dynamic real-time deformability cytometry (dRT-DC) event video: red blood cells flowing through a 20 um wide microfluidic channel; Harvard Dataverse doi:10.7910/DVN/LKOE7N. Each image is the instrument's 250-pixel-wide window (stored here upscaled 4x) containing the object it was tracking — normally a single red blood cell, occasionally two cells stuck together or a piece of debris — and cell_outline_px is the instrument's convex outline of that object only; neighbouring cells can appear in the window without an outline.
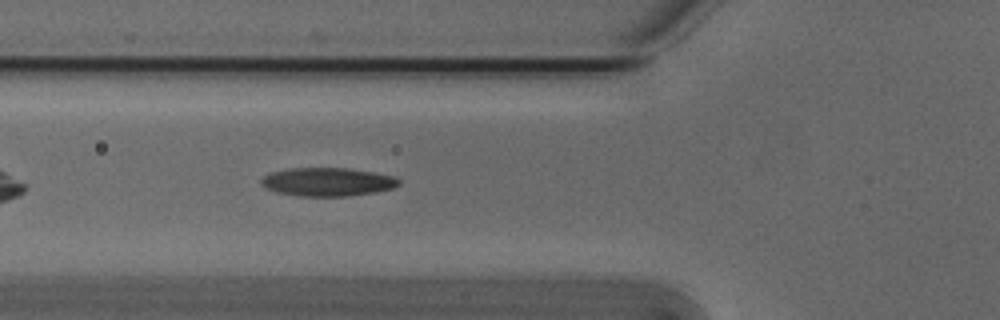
{"species": "Egyptian fruit bat (a non-hibernating species)", "species_latin": "Rousettus aegyptiacus", "temperature_condition": "cold", "stored_images_in_passage": 27, "camera_frame_rate_fps": 3000, "um_per_image_px": 0.085, "animal": {"sex": "male"}, "frame": {"image": 1, "passage_image": 3, "time_ms": 0.667, "image_size_px": [1000, 320], "cell_outline_px": [[400, 184], [392, 188], [376, 192], [348, 196], [300, 196], [276, 192], [260, 184], [260, 180], [268, 172], [288, 168], [348, 168], [372, 172], [392, 176], [400, 180]], "centroid_in_image_um": [27.8, 15.45], "position_along_channel_um": 98.0, "area_um2": 22.83}}
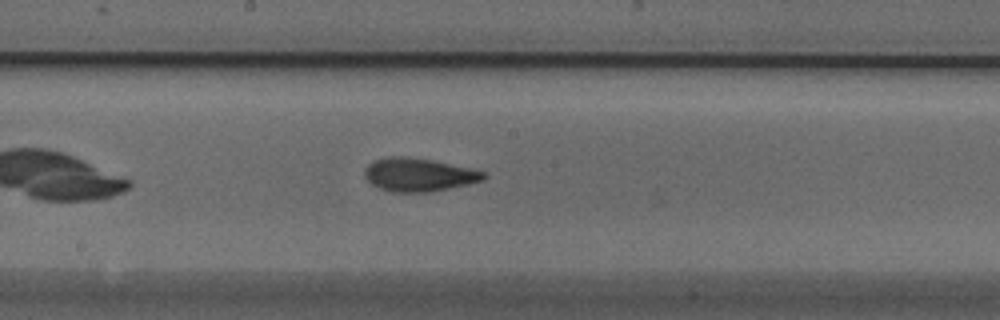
{"frame": {"image": 2, "passage_image": 12, "time_ms": 3.667, "image_size_px": [1000, 320], "cell_outline_px": [[488, 176], [484, 180], [468, 184], [432, 192], [392, 192], [380, 188], [372, 184], [364, 176], [364, 168], [368, 164], [376, 160], [392, 156], [400, 156], [432, 160], [468, 168], [484, 172]], "centroid_in_image_um": [35.58, 14.86], "position_along_channel_um": 212.6, "area_um2": 22.89}}
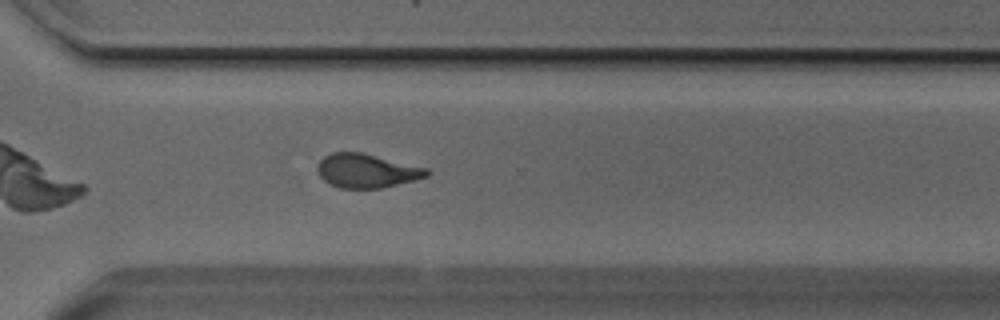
{"frame": {"image": 3, "passage_image": 22, "time_ms": 7.0, "image_size_px": [1000, 320], "cell_outline_px": [[432, 172], [428, 176], [380, 188], [340, 188], [328, 184], [320, 176], [316, 168], [320, 160], [324, 156], [332, 152], [360, 152], [428, 168]], "centroid_in_image_um": [31.14, 14.51], "position_along_channel_um": 339.5, "area_um2": 21.5}, "authors_computed_cell_mechanics": {"area_um2": 21.9062, "velocity_mm_per_s": 3.8167, "shape_relaxation_time_tau1_ms": 5.3689, "shape_relaxation_time_tau2_ms": 2.3213, "deformation_change_tau1": 0.1652, "deformation_change_tau2": 0.0935}}